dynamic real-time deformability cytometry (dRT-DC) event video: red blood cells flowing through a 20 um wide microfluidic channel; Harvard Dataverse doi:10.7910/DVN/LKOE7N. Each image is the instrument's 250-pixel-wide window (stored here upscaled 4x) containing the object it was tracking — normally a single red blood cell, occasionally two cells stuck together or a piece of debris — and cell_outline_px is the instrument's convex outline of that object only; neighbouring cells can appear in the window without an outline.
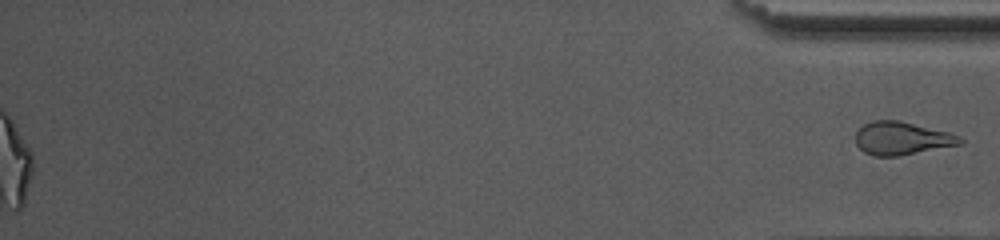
{"species": "common noctule bat (a hibernating species)", "species_latin": "Nyctalus noctula", "temperature_condition": "warm", "stored_images_in_passage": 36, "segment_of_instrument_passage": [2, 2], "camera_frame_rate_fps": 3000, "um_per_image_px": 0.085, "animal": {"sex": "female", "body_mass_g": 10.0, "forearm_length_mm": 53.1}, "frame": {"image": 1, "passage_image": 36, "time_ms": 11.667, "image_size_px": [1000, 240], "cell_outline_px": [[964, 144], [900, 156], [872, 156], [864, 152], [856, 144], [856, 132], [864, 124], [872, 120], [900, 120], [948, 132], [960, 136], [964, 140]], "centroid_in_image_um": [76.68, 11.76], "position_along_channel_um": 358.5, "area_um2": 20.35}}